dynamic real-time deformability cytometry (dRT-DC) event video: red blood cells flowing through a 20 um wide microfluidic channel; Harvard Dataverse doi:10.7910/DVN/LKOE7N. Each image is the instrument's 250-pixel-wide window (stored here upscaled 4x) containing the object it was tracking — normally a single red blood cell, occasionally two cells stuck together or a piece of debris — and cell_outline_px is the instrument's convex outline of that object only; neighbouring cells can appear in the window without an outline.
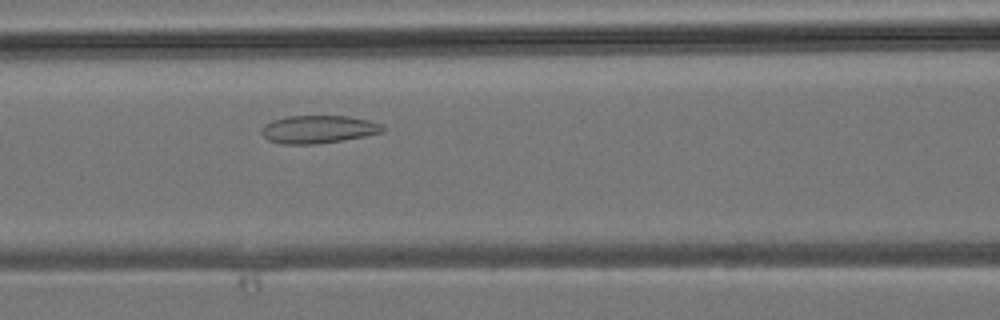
{"species": "common noctule bat (a hibernating species)", "species_latin": "Nyctalus noctula", "temperature_condition": "room temperature", "stored_images_in_passage": 33, "camera_frame_rate_fps": 3000, "um_per_image_px": 0.085, "animal": {"sex": "male", "body_mass_g": 19.2, "forearm_length_mm": 51.8}, "frame": {"image": 1, "passage_image": 12, "time_ms": 3.667, "image_size_px": [1000, 320], "cell_outline_px": [[388, 128], [384, 132], [344, 140], [312, 144], [284, 144], [268, 140], [260, 132], [264, 124], [272, 120], [288, 116], [348, 116], [368, 120], [380, 124]], "centroid_in_image_um": [27.07, 10.99], "position_along_channel_um": 139.5, "area_um2": 19.71}}
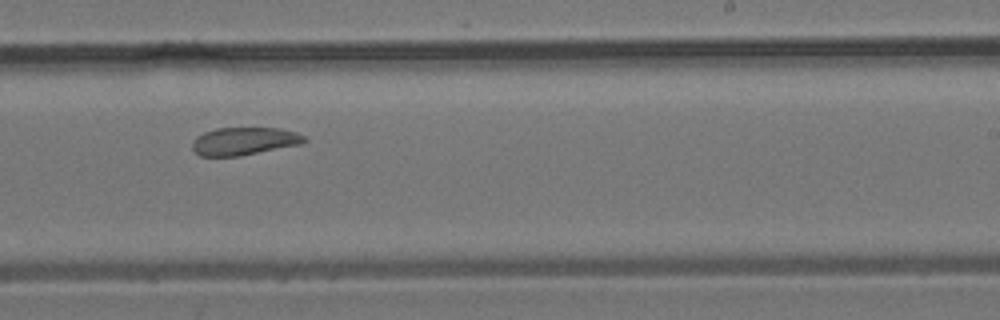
{"frame": {"image": 2, "passage_image": 19, "time_ms": 6.0, "image_size_px": [1000, 320], "cell_outline_px": [[308, 140], [300, 144], [240, 156], [200, 156], [192, 148], [192, 144], [196, 136], [204, 132], [216, 128], [280, 128], [296, 132], [304, 136]], "centroid_in_image_um": [20.74, 11.99], "position_along_channel_um": 268.3, "area_um2": 18.09}}
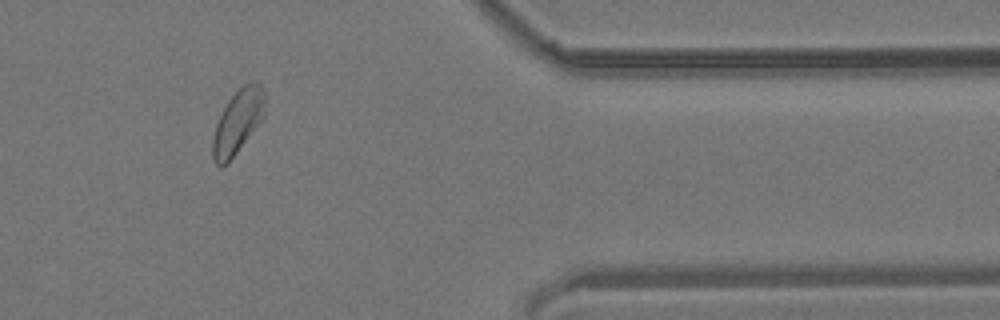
{"frame": {"image": 3, "passage_image": 27, "time_ms": 8.667, "image_size_px": [1000, 320], "cell_outline_px": [[264, 116], [228, 164], [220, 168], [212, 160], [212, 140], [216, 124], [228, 100], [244, 84], [252, 80], [256, 80], [264, 88]], "centroid_in_image_um": [20.2, 10.37], "position_along_channel_um": 391.2, "area_um2": 19.42}}